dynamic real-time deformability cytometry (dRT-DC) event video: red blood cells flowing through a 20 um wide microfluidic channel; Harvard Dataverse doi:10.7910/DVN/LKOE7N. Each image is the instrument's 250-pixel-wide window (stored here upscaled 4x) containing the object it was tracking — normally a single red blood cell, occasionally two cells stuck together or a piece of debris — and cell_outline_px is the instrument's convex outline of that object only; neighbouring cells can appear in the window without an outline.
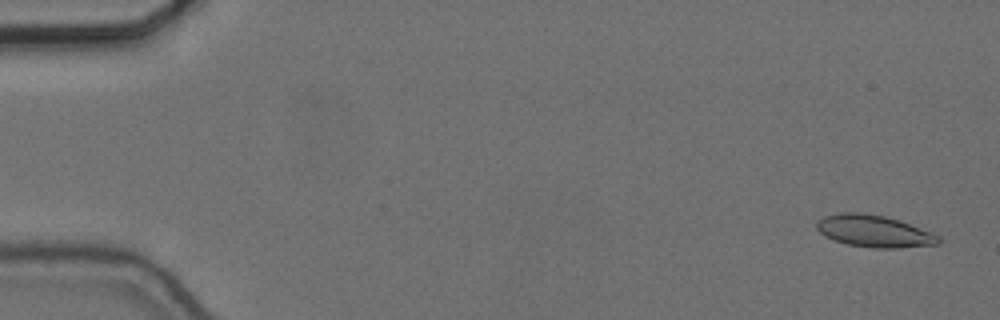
{"species": "common noctule bat (a hibernating species)", "species_latin": "Nyctalus noctula", "temperature_condition": "cold", "stored_images_in_passage": 56, "camera_frame_rate_fps": 3000, "um_per_image_px": 0.085, "animal": {"sex": "female", "body_mass_g": 24.6, "forearm_length_mm": 56.2}, "frame": {"image": 1, "passage_image": 2, "time_ms": 0.333, "image_size_px": [1000, 320], "cell_outline_px": [[940, 244], [900, 248], [876, 248], [848, 244], [824, 236], [816, 228], [816, 220], [824, 216], [840, 212], [864, 212], [884, 216], [908, 224], [940, 236]], "centroid_in_image_um": [74.25, 19.64], "position_along_channel_um": 10.7, "area_um2": 22.54}}
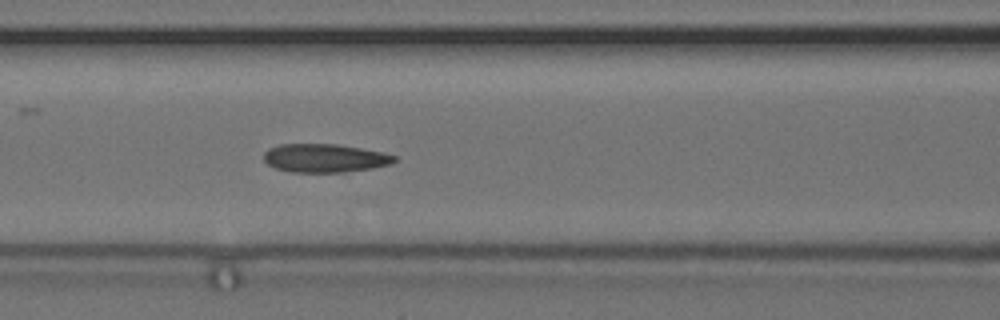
{"frame": {"image": 2, "passage_image": 24, "time_ms": 7.667, "image_size_px": [1000, 320], "cell_outline_px": [[396, 160], [392, 164], [372, 168], [344, 172], [292, 172], [276, 168], [268, 164], [264, 160], [264, 152], [268, 148], [280, 144], [336, 144], [384, 152], [396, 156]], "centroid_in_image_um": [27.61, 13.43], "position_along_channel_um": 139.0, "area_um2": 21.68}}
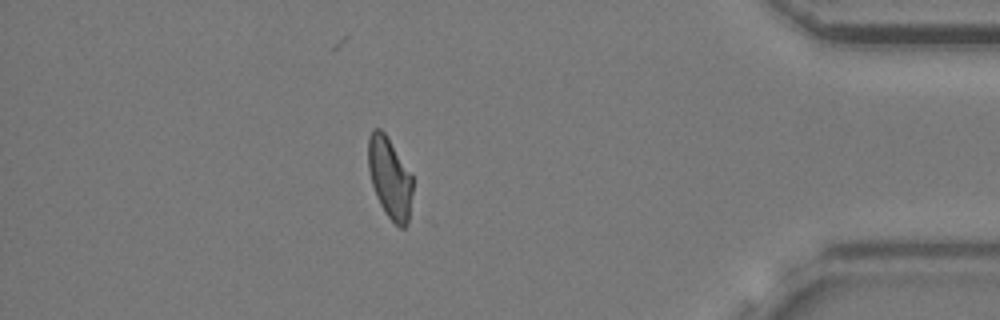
{"frame": {"image": 3, "passage_image": 49, "time_ms": 16.0, "image_size_px": [1000, 320], "cell_outline_px": [[412, 192], [408, 224], [404, 228], [400, 228], [384, 212], [376, 196], [372, 184], [368, 168], [368, 136], [372, 128], [380, 128], [384, 132], [412, 176]], "centroid_in_image_um": [33.11, 15.13], "position_along_channel_um": 402.1, "area_um2": 20.81}}